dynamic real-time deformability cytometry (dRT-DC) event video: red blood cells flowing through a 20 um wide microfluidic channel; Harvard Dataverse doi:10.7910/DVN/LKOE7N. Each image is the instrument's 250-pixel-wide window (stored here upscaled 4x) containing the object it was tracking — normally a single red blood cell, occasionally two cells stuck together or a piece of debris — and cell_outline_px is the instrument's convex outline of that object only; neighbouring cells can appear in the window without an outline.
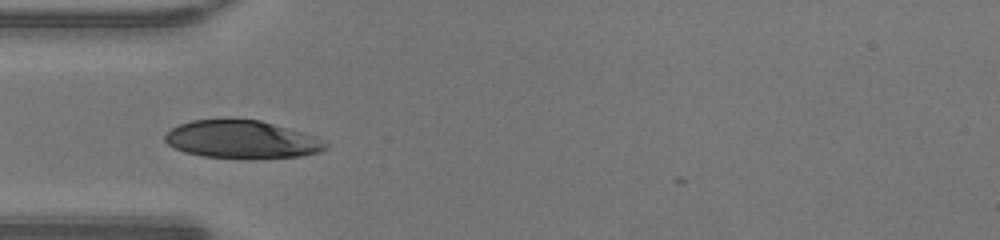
{"species": "human", "species_latin": "Homo sapiens", "temperature_condition": "warm", "stored_images_in_passage": 34, "camera_frame_rate_fps": 3000, "um_per_image_px": 0.085, "donor": {"sex": "male"}, "frame": {"image": 1, "passage_image": 1, "time_ms": 0.0, "image_size_px": [1000, 240], "cell_outline_px": [[328, 148], [320, 152], [300, 156], [204, 156], [184, 152], [168, 144], [164, 140], [164, 136], [172, 128], [180, 124], [192, 120], [228, 116], [260, 120], [304, 132], [316, 136], [328, 144]], "centroid_in_image_um": [20.54, 11.78], "position_along_channel_um": 64.5, "area_um2": 35.32}}
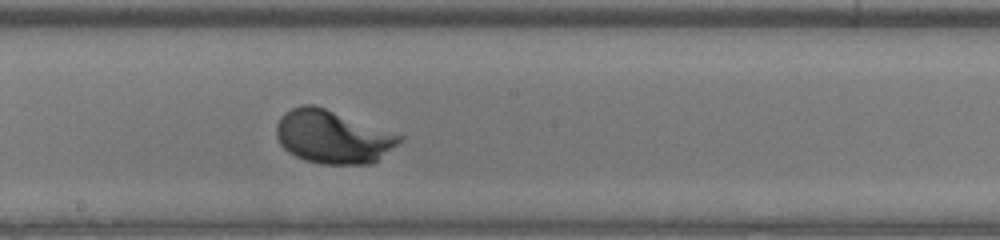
{"frame": {"image": 2, "passage_image": 12, "time_ms": 3.667, "image_size_px": [1000, 240], "cell_outline_px": [[404, 140], [372, 164], [320, 164], [304, 160], [288, 152], [280, 144], [276, 136], [276, 124], [280, 116], [284, 112], [300, 104], [312, 104], [324, 108], [404, 136]], "centroid_in_image_um": [28.26, 11.64], "position_along_channel_um": 219.9, "area_um2": 38.15}}
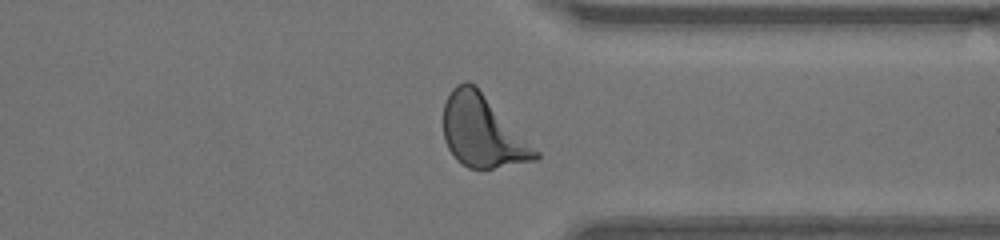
{"frame": {"image": 3, "passage_image": 23, "time_ms": 7.333, "image_size_px": [1000, 240], "cell_outline_px": [[540, 156], [536, 160], [492, 168], [468, 168], [456, 160], [448, 148], [444, 140], [444, 104], [452, 88], [456, 84], [464, 80], [468, 80], [476, 84], [540, 152]], "centroid_in_image_um": [41.01, 11.13], "position_along_channel_um": 370.4, "area_um2": 38.73}, "authors_computed_cell_mechanics": {"area_um2": 37.7145, "velocity_mm_per_s": 4.2099, "shape_relaxation_time_tau1_ms": 1.5644, "shape_relaxation_time_tau2_ms": null, "deformation_change_tau1": 0.1491, "deformation_change_tau2": null}}